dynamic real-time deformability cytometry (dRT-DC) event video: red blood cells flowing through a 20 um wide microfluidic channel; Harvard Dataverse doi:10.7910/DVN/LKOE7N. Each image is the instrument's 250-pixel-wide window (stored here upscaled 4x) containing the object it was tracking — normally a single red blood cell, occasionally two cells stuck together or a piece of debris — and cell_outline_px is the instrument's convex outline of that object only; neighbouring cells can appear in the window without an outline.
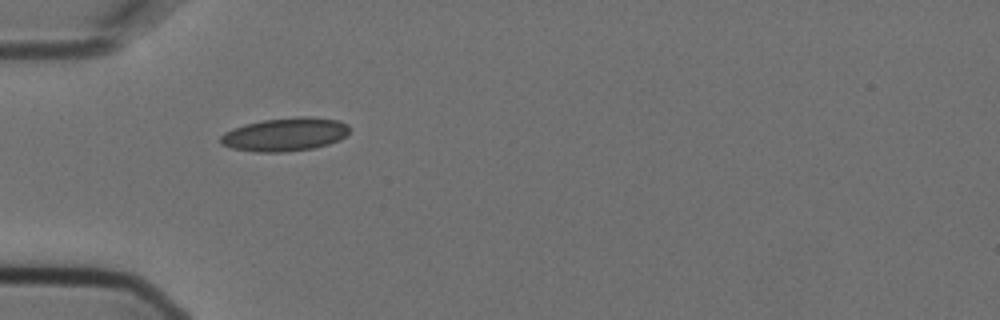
{"species": "Egyptian fruit bat (a non-hibernating species)", "species_latin": "Rousettus aegyptiacus", "temperature_condition": "cold", "stored_images_in_passage": 2, "camera_frame_rate_fps": 3000, "um_per_image_px": 0.085, "animal": {"sex": "female"}, "frame": {"image": 1, "passage_image": 1, "time_ms": 0.0, "image_size_px": [1000, 320], "cell_outline_px": [[348, 132], [340, 140], [328, 144], [312, 148], [284, 152], [256, 152], [232, 148], [220, 144], [220, 136], [224, 132], [232, 128], [244, 124], [264, 120], [296, 116], [308, 116], [336, 120], [348, 124]], "centroid_in_image_um": [24.19, 11.42], "position_along_channel_um": 60.8, "area_um2": 25.09}}
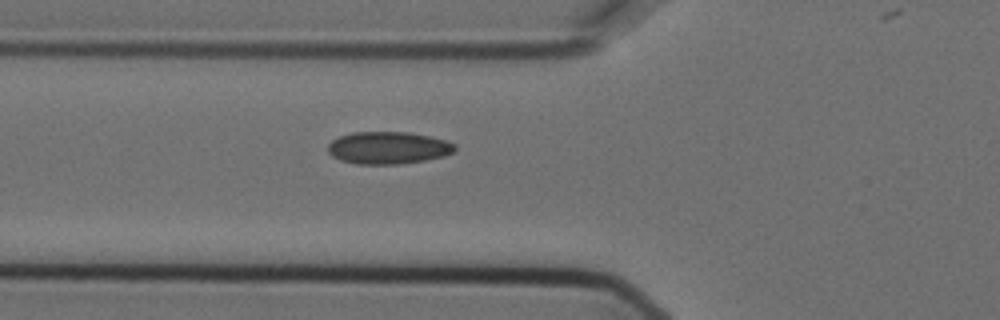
{"frame": {"image": 2, "passage_image": 2, "time_ms": 0.333, "image_size_px": [1000, 320], "cell_outline_px": [[456, 152], [444, 156], [424, 160], [400, 164], [356, 164], [340, 160], [332, 156], [328, 152], [328, 144], [332, 140], [340, 136], [352, 132], [408, 132], [428, 136], [444, 140], [456, 144]], "centroid_in_image_um": [32.99, 12.57], "position_along_channel_um": 92.8, "area_um2": 23.99}}